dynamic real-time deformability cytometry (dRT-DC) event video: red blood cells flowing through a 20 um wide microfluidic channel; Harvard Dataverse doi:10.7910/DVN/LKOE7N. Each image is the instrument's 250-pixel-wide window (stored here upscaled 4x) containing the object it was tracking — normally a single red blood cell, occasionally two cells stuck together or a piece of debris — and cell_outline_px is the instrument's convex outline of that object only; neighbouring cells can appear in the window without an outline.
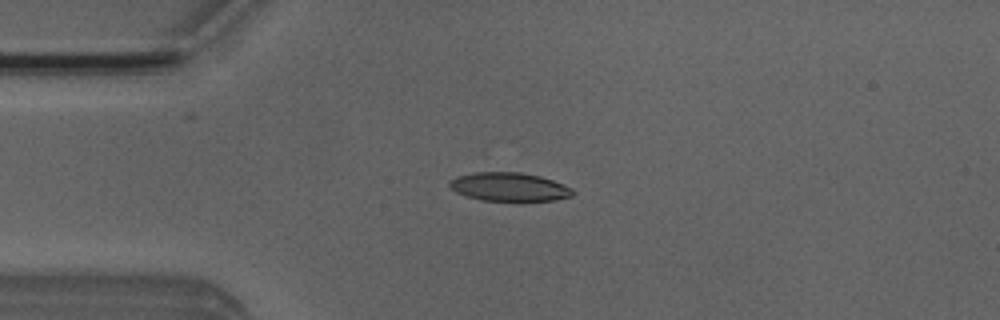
{"species": "Egyptian fruit bat (a non-hibernating species)", "species_latin": "Rousettus aegyptiacus", "temperature_condition": "room temperature", "stored_images_in_passage": 6, "camera_frame_rate_fps": 3000, "um_per_image_px": 0.085, "animal": {"sex": "male"}, "frame": {"image": 1, "passage_image": 2, "time_ms": 2.0, "image_size_px": [1000, 320], "cell_outline_px": [[576, 192], [572, 196], [556, 200], [480, 200], [464, 196], [456, 192], [448, 184], [456, 176], [472, 172], [520, 172], [540, 176], [552, 180], [572, 188]], "centroid_in_image_um": [43.28, 15.88], "position_along_channel_um": 41.7, "area_um2": 20.46}}
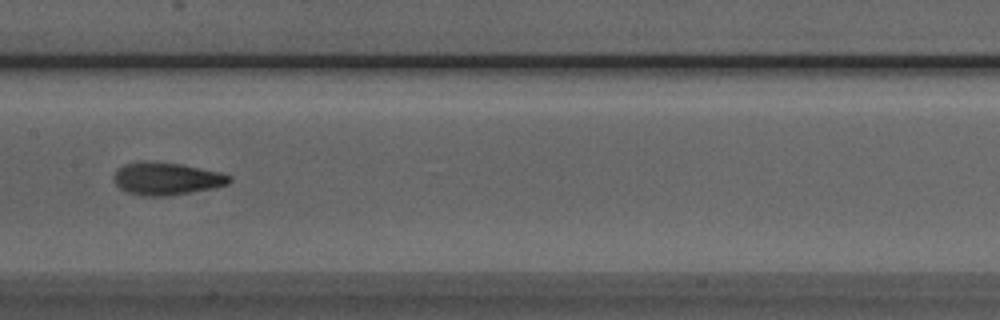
{"frame": {"image": 2, "passage_image": 6, "time_ms": 6.333, "image_size_px": [1000, 320], "cell_outline_px": [[232, 180], [228, 184], [212, 188], [168, 196], [140, 196], [128, 192], [120, 188], [112, 180], [112, 176], [116, 168], [124, 164], [140, 160], [148, 160], [180, 164], [220, 172], [232, 176]], "centroid_in_image_um": [14.09, 15.17], "position_along_channel_um": 193.3, "area_um2": 22.25}}